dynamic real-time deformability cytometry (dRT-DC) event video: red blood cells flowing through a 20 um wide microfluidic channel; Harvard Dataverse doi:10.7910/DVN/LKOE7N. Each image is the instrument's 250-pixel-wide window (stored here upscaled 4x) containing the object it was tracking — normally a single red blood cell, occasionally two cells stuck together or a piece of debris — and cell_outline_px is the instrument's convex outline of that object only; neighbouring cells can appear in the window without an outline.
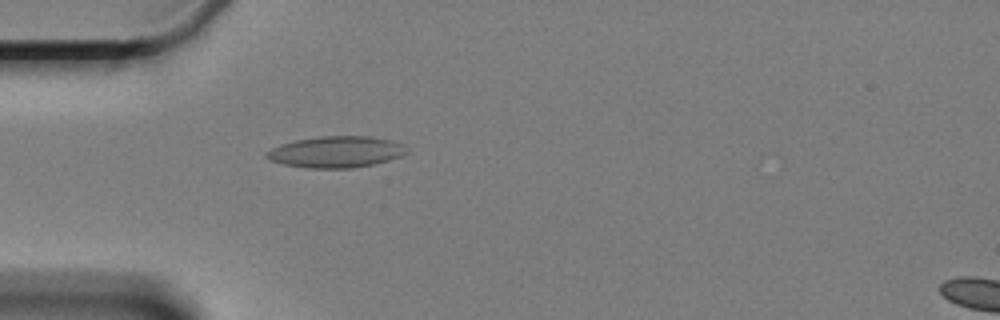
{"species": "Egyptian fruit bat (a non-hibernating species)", "species_latin": "Rousettus aegyptiacus", "temperature_condition": "cold", "stored_images_in_passage": 61, "camera_frame_rate_fps": 3000, "um_per_image_px": 0.085, "animal": {"sex": "female"}, "frame": {"image": 1, "passage_image": 18, "time_ms": 5.667, "image_size_px": [1000, 320], "cell_outline_px": [[408, 152], [400, 156], [388, 160], [372, 164], [352, 168], [308, 168], [284, 164], [272, 160], [264, 156], [264, 152], [280, 144], [296, 140], [320, 136], [368, 136], [392, 140], [408, 148]], "centroid_in_image_um": [28.55, 12.9], "position_along_channel_um": 56.4, "area_um2": 25.49}}
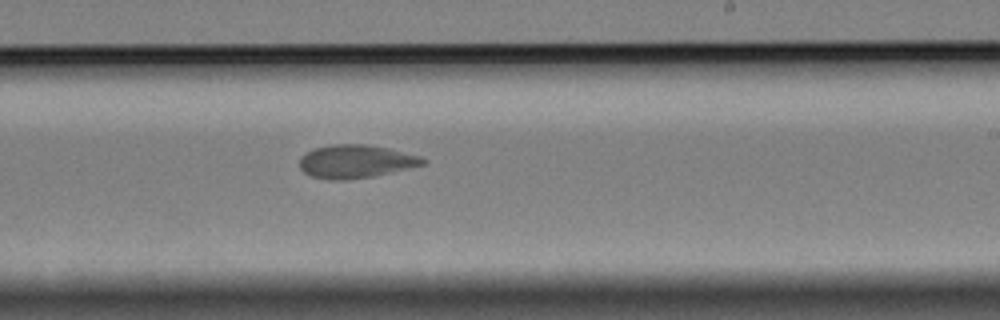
{"frame": {"image": 2, "passage_image": 37, "time_ms": 12.0, "image_size_px": [1000, 320], "cell_outline_px": [[428, 160], [424, 164], [372, 176], [344, 180], [332, 180], [312, 176], [304, 172], [300, 168], [300, 156], [304, 152], [312, 148], [332, 144], [364, 144], [388, 148], [420, 156]], "centroid_in_image_um": [30.19, 13.71], "position_along_channel_um": 258.8, "area_um2": 23.76}}
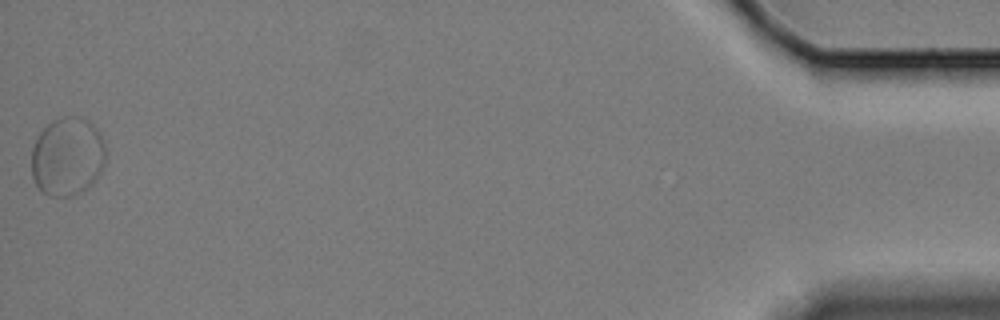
{"frame": {"image": 3, "passage_image": 61, "time_ms": 20.0, "image_size_px": [1000, 320], "cell_outline_px": [[104, 164], [100, 172], [84, 188], [72, 196], [48, 196], [36, 184], [32, 176], [32, 148], [40, 132], [52, 120], [64, 116], [68, 116], [88, 120], [100, 132], [104, 144]], "centroid_in_image_um": [5.7, 13.28], "position_along_channel_um": 429.5, "area_um2": 33.41}, "authors_computed_cell_mechanics": {"area_um2": 24.854, "velocity_mm_per_s": 3.2767, "shape_relaxation_time_tau1_ms": null, "shape_relaxation_time_tau2_ms": 2.0949, "deformation_change_tau1": null, "deformation_change_tau2": 0.061}}